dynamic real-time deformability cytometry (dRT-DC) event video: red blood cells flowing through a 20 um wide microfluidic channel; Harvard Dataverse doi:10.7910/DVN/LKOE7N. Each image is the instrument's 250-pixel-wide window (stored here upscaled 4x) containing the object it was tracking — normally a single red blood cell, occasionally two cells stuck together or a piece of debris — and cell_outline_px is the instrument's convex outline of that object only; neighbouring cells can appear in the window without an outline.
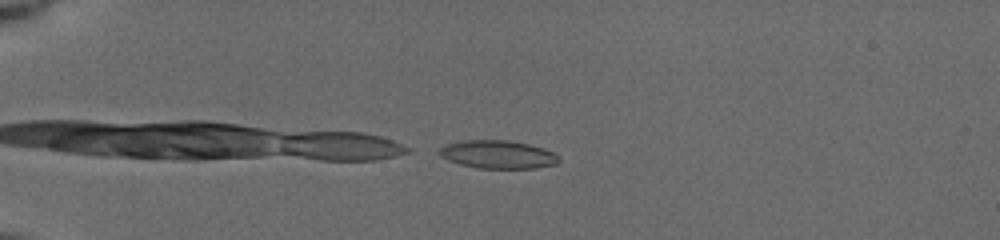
{"species": "common noctule bat (a hibernating species)", "species_latin": "Nyctalus noctula", "temperature_condition": "cold", "stored_images_in_passage": 16, "camera_frame_rate_fps": 3000, "um_per_image_px": 0.085, "animal": {"sex": "female", "body_mass_g": 19.5, "forearm_length_mm": 54.1}, "frame": {"image": 1, "passage_image": 2, "time_ms": 0.333, "image_size_px": [1000, 240], "cell_outline_px": [[560, 160], [556, 164], [536, 168], [480, 168], [460, 164], [448, 160], [440, 156], [436, 152], [440, 148], [448, 144], [464, 140], [508, 140], [528, 144], [544, 148], [552, 152]], "centroid_in_image_um": [42.3, 13.13], "position_along_channel_um": 42.7, "area_um2": 19.48}}
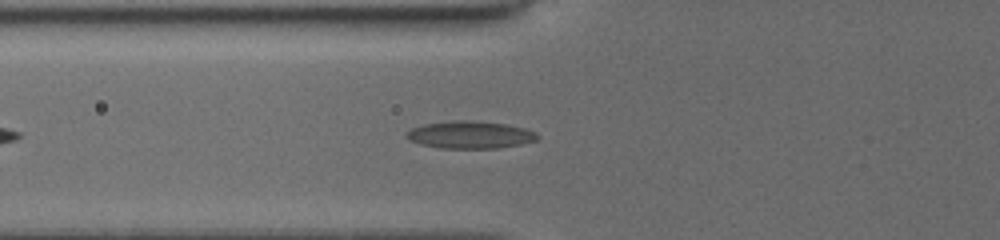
{"frame": {"image": 2, "passage_image": 14, "time_ms": 2.667, "image_size_px": [1000, 240], "cell_outline_px": [[540, 136], [536, 140], [520, 144], [500, 148], [440, 148], [420, 144], [408, 140], [404, 136], [404, 132], [412, 128], [424, 124], [452, 120], [468, 120], [508, 124], [524, 128], [536, 132]], "centroid_in_image_um": [39.93, 11.45], "position_along_channel_um": 85.9, "area_um2": 21.1}}